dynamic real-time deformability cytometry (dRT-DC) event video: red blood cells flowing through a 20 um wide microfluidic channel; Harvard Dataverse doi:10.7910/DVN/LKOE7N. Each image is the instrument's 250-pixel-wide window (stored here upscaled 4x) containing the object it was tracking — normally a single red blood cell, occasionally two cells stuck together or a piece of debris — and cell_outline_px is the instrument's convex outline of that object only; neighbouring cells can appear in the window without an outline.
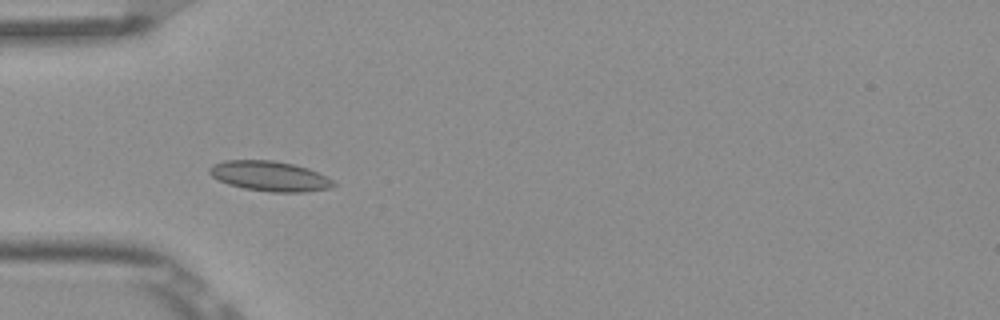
{"species": "Egyptian fruit bat (a non-hibernating species)", "species_latin": "Rousettus aegyptiacus", "temperature_condition": "room temperature", "stored_images_in_passage": 4, "camera_frame_rate_fps": 3000, "um_per_image_px": 0.085, "frame": {"image": 1, "passage_image": 3, "time_ms": 0.667, "image_size_px": [1000, 320], "cell_outline_px": [[336, 184], [332, 188], [304, 192], [272, 192], [244, 188], [228, 184], [212, 176], [208, 172], [208, 168], [212, 164], [224, 160], [272, 160], [292, 164], [308, 168], [332, 180]], "centroid_in_image_um": [22.9, 14.97], "position_along_channel_um": 62.1, "area_um2": 21.62}}
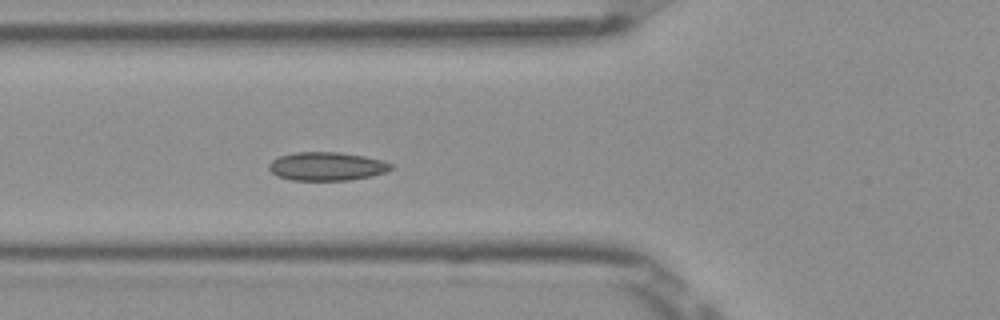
{"frame": {"image": 2, "passage_image": 4, "time_ms": 1.0, "image_size_px": [1000, 320], "cell_outline_px": [[392, 168], [384, 172], [372, 176], [348, 180], [292, 180], [276, 176], [268, 168], [268, 164], [272, 160], [280, 156], [296, 152], [340, 152], [364, 156], [380, 160], [392, 164]], "centroid_in_image_um": [27.74, 14.14], "position_along_channel_um": 98.1, "area_um2": 20.17}}